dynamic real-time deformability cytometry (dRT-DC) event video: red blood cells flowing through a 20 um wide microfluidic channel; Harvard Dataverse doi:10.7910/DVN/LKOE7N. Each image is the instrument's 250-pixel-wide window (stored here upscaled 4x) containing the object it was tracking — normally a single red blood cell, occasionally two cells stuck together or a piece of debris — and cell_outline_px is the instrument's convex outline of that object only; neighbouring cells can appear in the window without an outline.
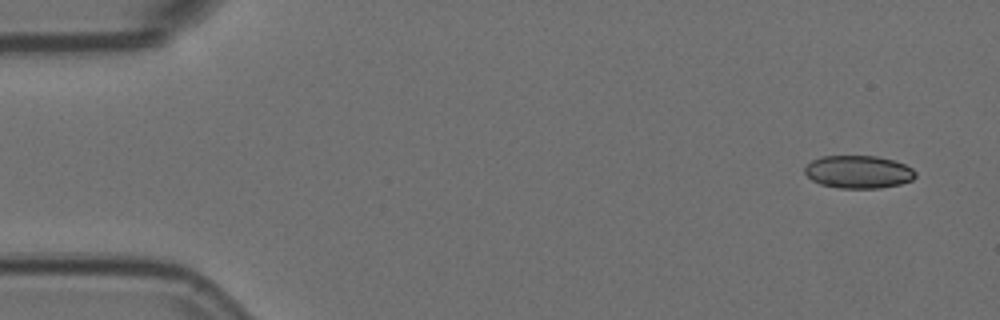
{"species": "Egyptian fruit bat (a non-hibernating species)", "species_latin": "Rousettus aegyptiacus", "temperature_condition": "room temperature", "stored_images_in_passage": 4, "camera_frame_rate_fps": 3000, "um_per_image_px": 0.085, "animal": {"sex": "female"}, "frame": {"image": 1, "passage_image": 1, "time_ms": 0.0, "image_size_px": [1000, 320], "cell_outline_px": [[916, 176], [912, 180], [900, 184], [880, 188], [840, 188], [820, 184], [812, 180], [804, 172], [804, 168], [812, 160], [820, 156], [876, 156], [896, 160], [912, 168], [916, 172]], "centroid_in_image_um": [72.98, 14.6], "position_along_channel_um": 12.0, "area_um2": 21.27}}
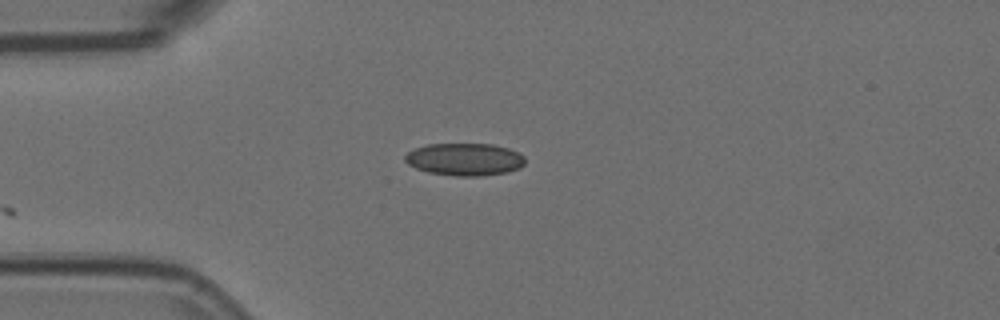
{"frame": {"image": 2, "passage_image": 4, "time_ms": 1.0, "image_size_px": [1000, 320], "cell_outline_px": [[524, 164], [520, 168], [508, 172], [480, 176], [456, 176], [428, 172], [416, 168], [408, 164], [404, 160], [404, 156], [412, 148], [428, 144], [492, 144], [508, 148], [520, 152], [524, 156]], "centroid_in_image_um": [39.49, 13.54], "position_along_channel_um": 45.5, "area_um2": 22.89}}